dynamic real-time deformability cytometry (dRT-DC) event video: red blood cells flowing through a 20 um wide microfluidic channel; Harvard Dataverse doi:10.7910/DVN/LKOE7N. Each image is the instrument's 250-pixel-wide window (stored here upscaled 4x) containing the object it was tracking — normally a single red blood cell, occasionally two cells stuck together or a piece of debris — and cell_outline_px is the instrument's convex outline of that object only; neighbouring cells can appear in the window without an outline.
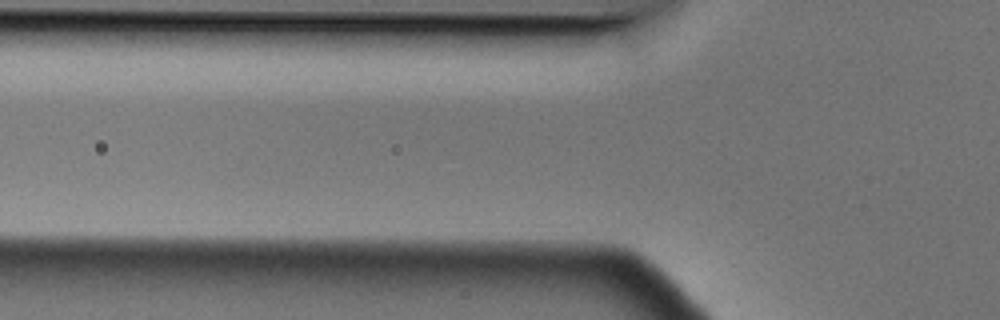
{"species": "Egyptian fruit bat (a non-hibernating species)", "species_latin": "Rousettus aegyptiacus", "temperature_condition": "cold", "stored_images_in_passage": 2, "camera_frame_rate_fps": 3000, "um_per_image_px": 0.085, "animal": {"sex": "male"}, "frame": {"image": 1, "passage_image": 2, "time_ms": 0.333, "image_size_px": [1000, 320], "cell_outline_px": [[688, 304], [680, 304], [584, 256], [588, 252], [620, 252], [636, 256], [680, 292]], "centroid_in_image_um": [54.15, 23.19], "position_along_channel_um": 71.7, "area_um2": 12.48}}